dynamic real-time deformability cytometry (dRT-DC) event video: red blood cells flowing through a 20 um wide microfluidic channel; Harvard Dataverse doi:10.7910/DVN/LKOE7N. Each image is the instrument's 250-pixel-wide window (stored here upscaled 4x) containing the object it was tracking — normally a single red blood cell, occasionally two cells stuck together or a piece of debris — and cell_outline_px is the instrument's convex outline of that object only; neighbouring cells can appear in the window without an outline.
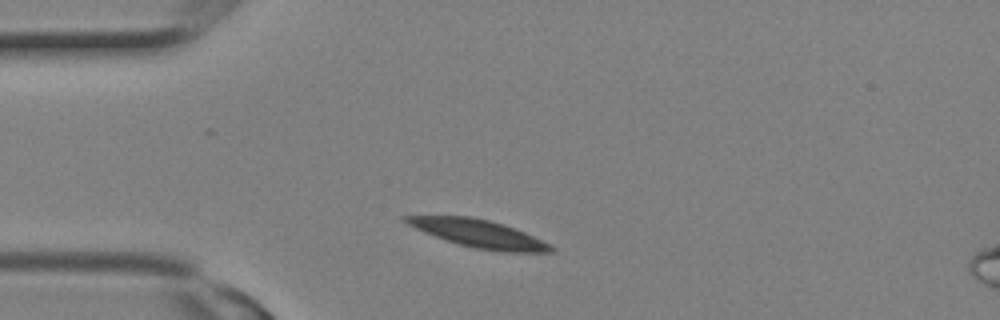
{"species": "Egyptian fruit bat (a non-hibernating species)", "species_latin": "Rousettus aegyptiacus", "temperature_condition": "room temperature", "stored_images_in_passage": 2, "camera_frame_rate_fps": 3000, "um_per_image_px": 0.085, "animal": {"sex": "female"}, "frame": {"image": 1, "passage_image": 1, "time_ms": 0.0, "image_size_px": [1000, 320], "cell_outline_px": [[556, 252], [504, 252], [476, 248], [460, 244], [424, 232], [400, 220], [400, 216], [468, 216], [488, 220], [524, 232], [556, 248]], "centroid_in_image_um": [40.67, 19.86], "position_along_channel_um": 44.3, "area_um2": 22.89}}